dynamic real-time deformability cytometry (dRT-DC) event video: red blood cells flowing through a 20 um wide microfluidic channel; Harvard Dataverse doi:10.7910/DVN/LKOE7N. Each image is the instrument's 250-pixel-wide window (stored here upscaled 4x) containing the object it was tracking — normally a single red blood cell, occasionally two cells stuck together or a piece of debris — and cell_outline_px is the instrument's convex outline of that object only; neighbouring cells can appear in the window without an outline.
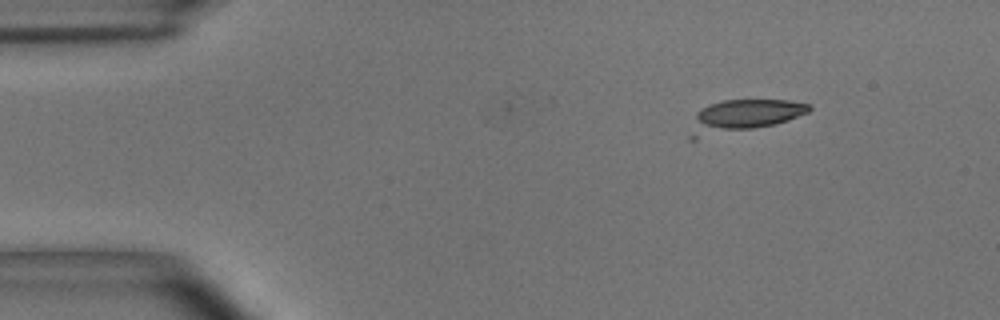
{"species": "common noctule bat (a hibernating species)", "species_latin": "Nyctalus noctula", "temperature_condition": "room temperature", "stored_images_in_passage": 6, "camera_frame_rate_fps": 3000, "um_per_image_px": 0.085, "animal": {"sex": "male", "body_mass_g": 15.6}, "frame": {"image": 1, "passage_image": 1, "time_ms": 0.0, "image_size_px": [1000, 320], "cell_outline_px": [[812, 108], [808, 112], [788, 120], [776, 124], [696, 140], [688, 140], [688, 136], [696, 112], [700, 108], [708, 104], [724, 100], [788, 100], [808, 104]], "centroid_in_image_um": [63.1, 9.88], "position_along_channel_um": 21.9, "area_um2": 22.6}}
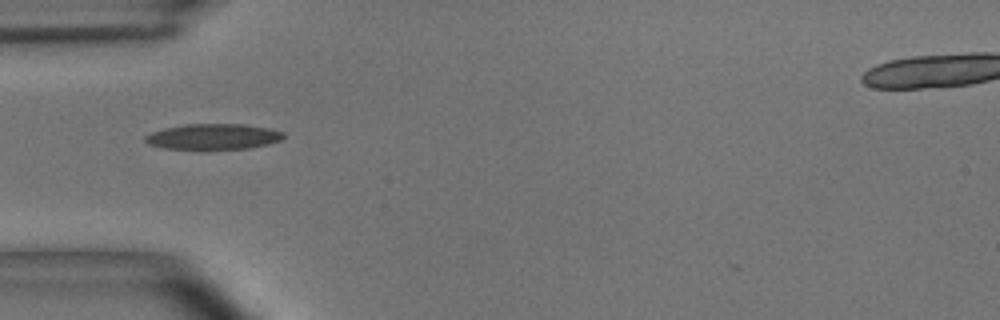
{"frame": {"image": 2, "passage_image": 4, "time_ms": 1.0, "image_size_px": [1000, 320], "cell_outline_px": [[284, 136], [280, 140], [268, 144], [248, 148], [204, 152], [164, 148], [148, 144], [144, 140], [144, 136], [152, 132], [164, 128], [184, 124], [244, 124], [268, 128], [284, 132]], "centroid_in_image_um": [18.08, 11.65], "position_along_channel_um": 66.9, "area_um2": 21.56}}
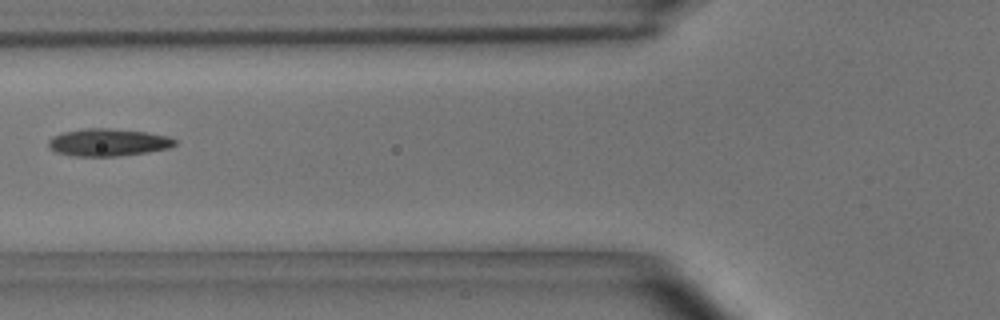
{"frame": {"image": 3, "passage_image": 5, "time_ms": 1.333, "image_size_px": [1000, 320], "cell_outline_px": [[176, 144], [168, 148], [148, 152], [116, 156], [72, 156], [56, 152], [48, 148], [48, 140], [52, 136], [64, 132], [84, 128], [108, 128], [144, 132], [168, 136], [176, 140]], "centroid_in_image_um": [9.15, 12.1], "position_along_channel_um": 116.7, "area_um2": 20.17}}